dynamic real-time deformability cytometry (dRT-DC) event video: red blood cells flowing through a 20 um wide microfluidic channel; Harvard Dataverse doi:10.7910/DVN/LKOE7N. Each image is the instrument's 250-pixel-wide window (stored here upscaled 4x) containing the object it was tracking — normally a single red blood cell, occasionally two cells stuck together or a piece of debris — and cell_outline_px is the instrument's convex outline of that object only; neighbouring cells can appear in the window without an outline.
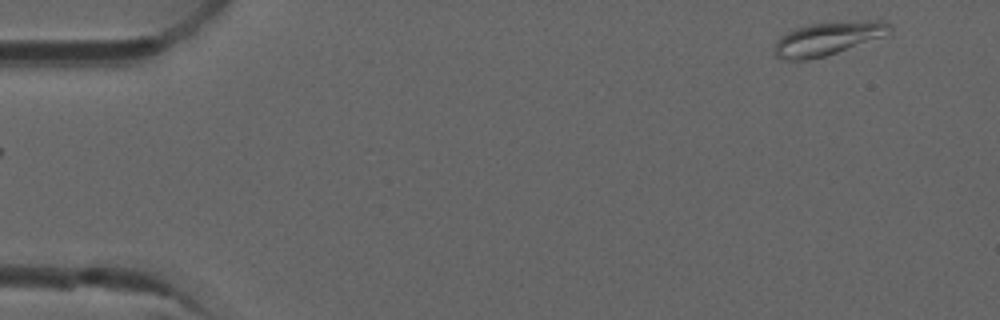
{"species": "common noctule bat (a hibernating species)", "species_latin": "Nyctalus noctula", "temperature_condition": "room temperature", "stored_images_in_passage": 50, "camera_frame_rate_fps": 3000, "um_per_image_px": 0.085, "animal": {"sex": "male", "forearm_length_mm": 52.5}, "frame": {"image": 1, "passage_image": 1, "time_ms": 0.0, "image_size_px": [1000, 320], "cell_outline_px": [[892, 32], [884, 36], [824, 56], [808, 60], [788, 60], [776, 56], [772, 52], [772, 48], [776, 40], [780, 36], [796, 28], [808, 24], [868, 20], [880, 20], [892, 24]], "centroid_in_image_um": [70.35, 3.27], "position_along_channel_um": 14.7, "area_um2": 22.37}}
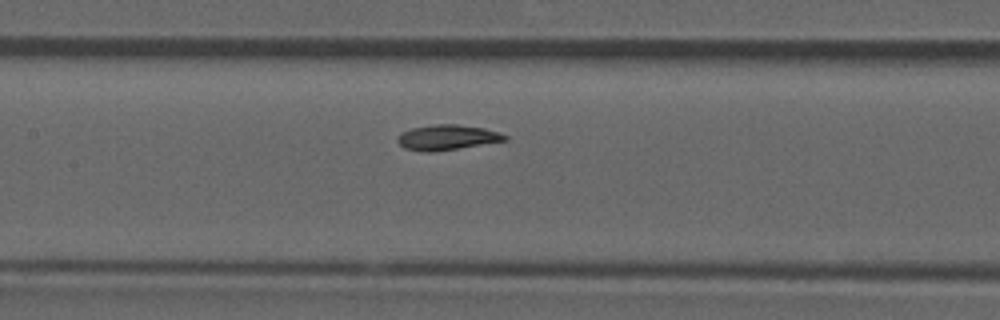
{"frame": {"image": 2, "passage_image": 22, "time_ms": 7.0, "image_size_px": [1000, 320], "cell_outline_px": [[508, 140], [432, 152], [428, 152], [404, 148], [396, 140], [404, 132], [412, 128], [436, 124], [456, 124], [484, 128], [508, 136]], "centroid_in_image_um": [38.02, 11.68], "position_along_channel_um": 169.4, "area_um2": 15.37}}
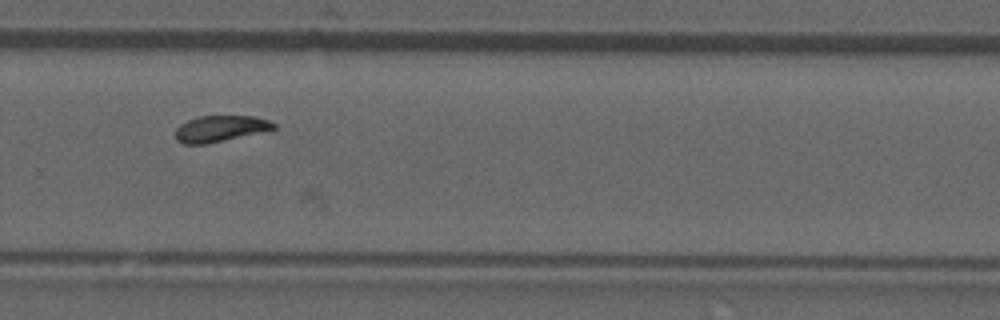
{"frame": {"image": 3, "passage_image": 33, "time_ms": 10.667, "image_size_px": [1000, 320], "cell_outline_px": [[276, 128], [260, 132], [204, 144], [184, 144], [176, 140], [176, 128], [180, 124], [188, 120], [200, 116], [252, 116], [268, 120], [276, 124]], "centroid_in_image_um": [18.69, 10.92], "position_along_channel_um": 311.1, "area_um2": 14.68}, "authors_computed_cell_mechanics": {"area_um2": 15.606, "velocity_mm_per_s": 3.8804, "shape_relaxation_time_tau1_ms": 4.6379, "shape_relaxation_time_tau2_ms": 4.6931, "deformation_change_tau1": 0.1403, "deformation_change_tau2": 0.0806}}